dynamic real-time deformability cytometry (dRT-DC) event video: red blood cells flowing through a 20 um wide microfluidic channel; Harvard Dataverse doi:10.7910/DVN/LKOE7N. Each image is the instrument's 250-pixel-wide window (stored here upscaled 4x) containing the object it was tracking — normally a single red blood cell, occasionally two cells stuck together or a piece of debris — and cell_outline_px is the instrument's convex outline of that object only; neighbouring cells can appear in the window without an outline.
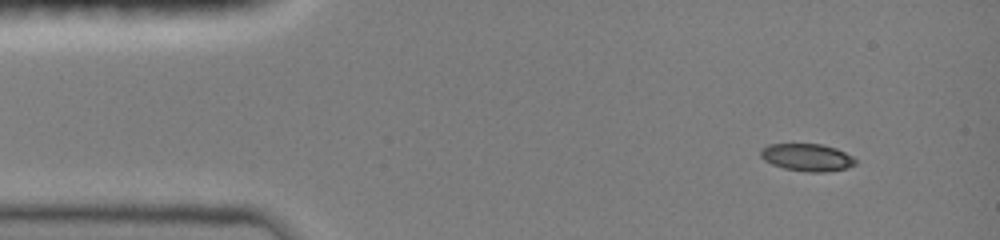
{"species": "common noctule bat (a hibernating species)", "species_latin": "Nyctalus noctula", "temperature_condition": "room temperature", "stored_images_in_passage": 44, "camera_frame_rate_fps": 3000, "um_per_image_px": 0.085, "animal": {"sex": "female", "body_mass_g": 19.0, "forearm_length_mm": 51.5}, "frame": {"image": 1, "passage_image": 1, "time_ms": 0.0, "image_size_px": [1000, 240], "cell_outline_px": [[856, 164], [848, 168], [824, 172], [808, 172], [784, 168], [772, 164], [764, 160], [760, 156], [760, 148], [768, 144], [820, 144], [836, 148], [852, 156], [856, 160]], "centroid_in_image_um": [68.59, 13.37], "position_along_channel_um": 16.4, "area_um2": 15.2}}
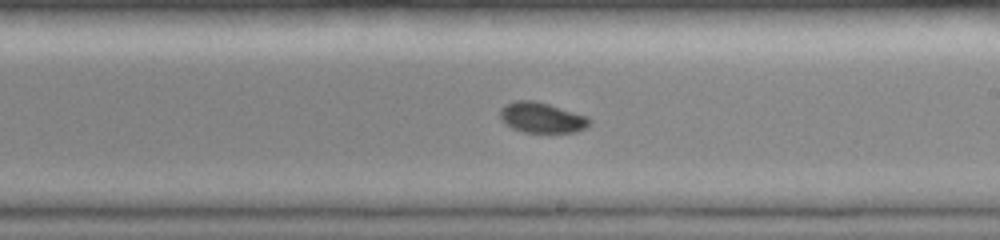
{"frame": {"image": 2, "passage_image": 24, "time_ms": 7.667, "image_size_px": [1000, 240], "cell_outline_px": [[592, 124], [576, 132], [524, 132], [512, 128], [504, 124], [500, 120], [500, 108], [504, 104], [516, 100], [532, 100], [548, 104], [588, 116], [592, 120]], "centroid_in_image_um": [46.04, 10.0], "position_along_channel_um": 243.0, "area_um2": 16.01}}
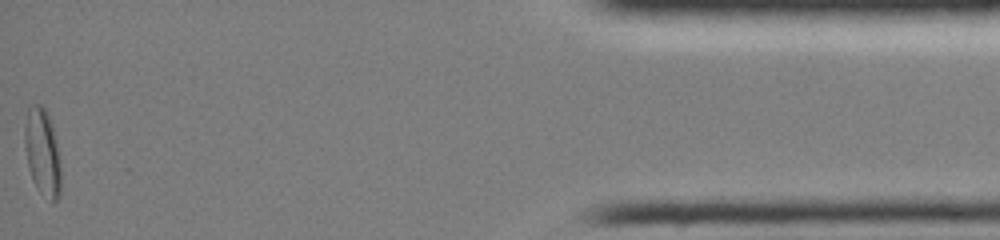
{"frame": {"image": 3, "passage_image": 44, "time_ms": 14.333, "image_size_px": [1000, 240], "cell_outline_px": [[60, 196], [52, 204], [36, 188], [32, 180], [28, 168], [24, 144], [24, 128], [28, 108], [32, 104], [40, 104], [48, 112], [52, 124], [56, 140], [60, 160]], "centroid_in_image_um": [3.6, 12.96], "position_along_channel_um": 431.6, "area_um2": 18.79}, "authors_computed_cell_mechanics": {"area_um2": 16.0106, "velocity_mm_per_s": 4.0261, "shape_relaxation_time_tau1_ms": 7.4603, "shape_relaxation_time_tau2_ms": null, "deformation_change_tau1": 0.14, "deformation_change_tau2": null}}